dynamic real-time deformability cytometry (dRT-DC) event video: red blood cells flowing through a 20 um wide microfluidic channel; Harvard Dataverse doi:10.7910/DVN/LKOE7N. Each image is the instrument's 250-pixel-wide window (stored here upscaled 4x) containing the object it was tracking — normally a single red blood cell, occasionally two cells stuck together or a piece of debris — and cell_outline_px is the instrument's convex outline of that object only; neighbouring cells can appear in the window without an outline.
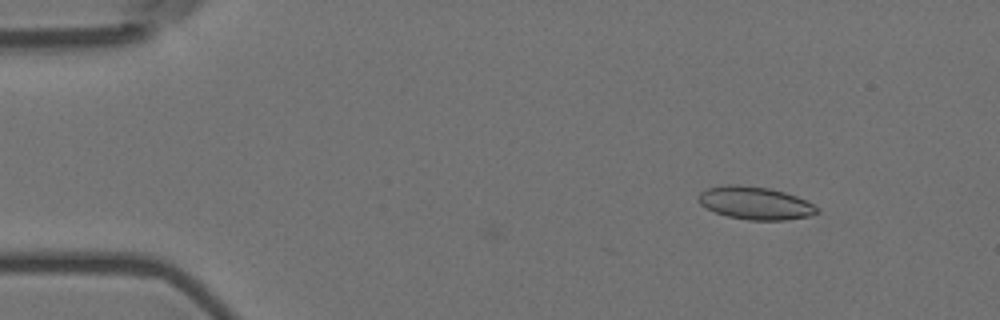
{"species": "Egyptian fruit bat (a non-hibernating species)", "species_latin": "Rousettus aegyptiacus", "temperature_condition": "room temperature", "stored_images_in_passage": 3, "camera_frame_rate_fps": 3000, "um_per_image_px": 0.085, "animal": {"sex": "female"}, "frame": {"image": 1, "passage_image": 3, "time_ms": 0.667, "image_size_px": [1000, 320], "cell_outline_px": [[820, 212], [808, 216], [788, 220], [748, 220], [728, 216], [716, 212], [700, 204], [696, 200], [696, 196], [700, 192], [708, 188], [728, 184], [736, 184], [768, 188], [784, 192], [796, 196], [820, 208]], "centroid_in_image_um": [64.18, 17.26], "position_along_channel_um": 20.8, "area_um2": 22.66}}